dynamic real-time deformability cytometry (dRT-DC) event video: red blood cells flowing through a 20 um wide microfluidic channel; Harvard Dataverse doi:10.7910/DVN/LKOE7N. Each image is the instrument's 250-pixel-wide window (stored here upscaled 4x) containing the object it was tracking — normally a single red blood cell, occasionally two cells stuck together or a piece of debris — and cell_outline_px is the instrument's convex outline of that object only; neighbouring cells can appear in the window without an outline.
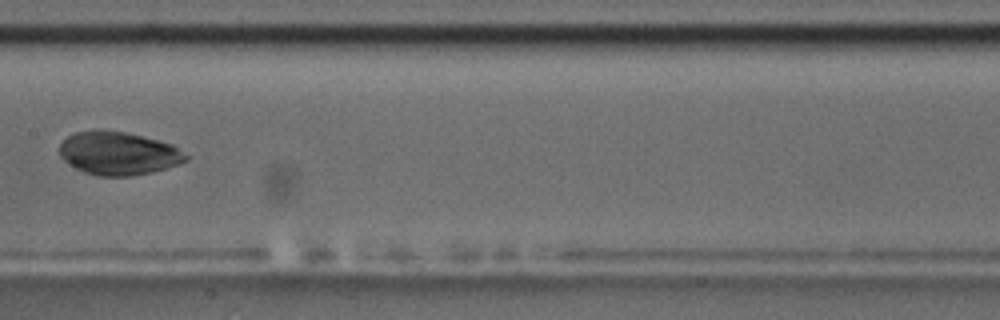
{"species": "common noctule bat (a hibernating species)", "species_latin": "Nyctalus noctula", "temperature_condition": "room temperature", "stored_images_in_passage": 6, "camera_frame_rate_fps": 3000, "um_per_image_px": 0.085, "animal": {"sex": "male", "body_mass_g": 17.5, "forearm_length_mm": 52.3}, "frame": {"image": 1, "passage_image": 6, "time_ms": 6.333, "image_size_px": [1000, 320], "cell_outline_px": [[188, 160], [180, 164], [152, 172], [128, 176], [100, 176], [84, 172], [76, 168], [64, 160], [60, 156], [60, 144], [68, 136], [76, 132], [96, 128], [100, 128], [124, 132], [172, 144], [188, 156]], "centroid_in_image_um": [10.05, 13.02], "position_along_channel_um": 197.4, "area_um2": 31.79}}